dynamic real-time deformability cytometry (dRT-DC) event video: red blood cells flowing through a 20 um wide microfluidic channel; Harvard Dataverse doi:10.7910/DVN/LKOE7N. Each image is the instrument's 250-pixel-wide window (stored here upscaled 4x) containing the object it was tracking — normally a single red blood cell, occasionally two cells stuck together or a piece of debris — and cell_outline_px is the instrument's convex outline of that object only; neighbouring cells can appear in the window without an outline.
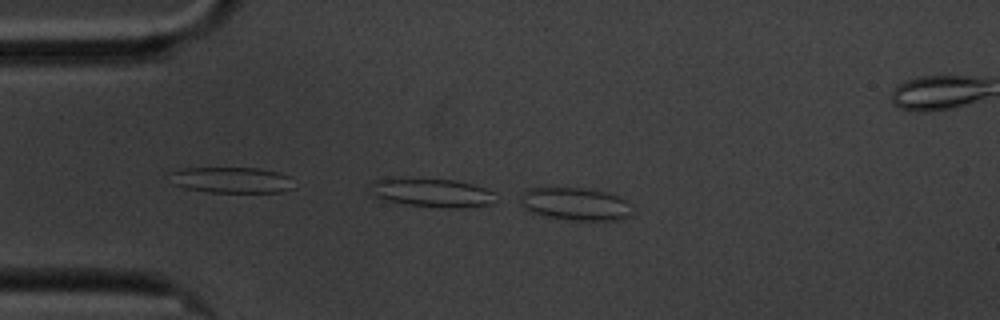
{"species": "common noctule bat (a hibernating species)", "species_latin": "Nyctalus noctula", "temperature_condition": "cold", "stored_images_in_passage": 48, "camera_frame_rate_fps": 3000, "um_per_image_px": 0.085, "animal": {"sex": "male", "body_mass_g": 20.1, "forearm_length_mm": 53.5}, "frame": {"image": 1, "passage_image": 1, "time_ms": 0.0, "image_size_px": [1000, 320], "cell_outline_px": [[636, 212], [616, 220], [572, 220], [548, 216], [528, 212], [520, 204], [520, 196], [528, 188], [580, 188], [608, 192], [620, 196]], "centroid_in_image_um": [48.9, 17.33], "position_along_channel_um": 36.1, "area_um2": 21.33}}
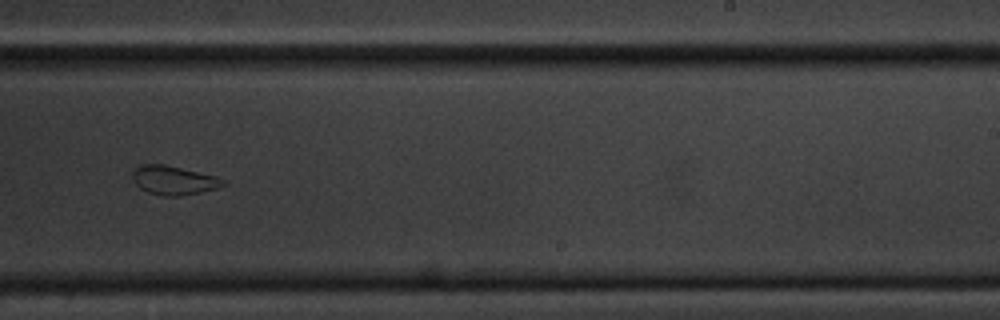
{"frame": {"image": 2, "passage_image": 25, "time_ms": 8.0, "image_size_px": [1000, 320], "cell_outline_px": [[228, 184], [216, 188], [200, 192], [180, 196], [164, 196], [148, 192], [140, 188], [136, 184], [132, 176], [132, 172], [140, 164], [164, 164], [216, 176], [228, 180]], "centroid_in_image_um": [14.79, 15.32], "position_along_channel_um": 274.2, "area_um2": 15.32}}
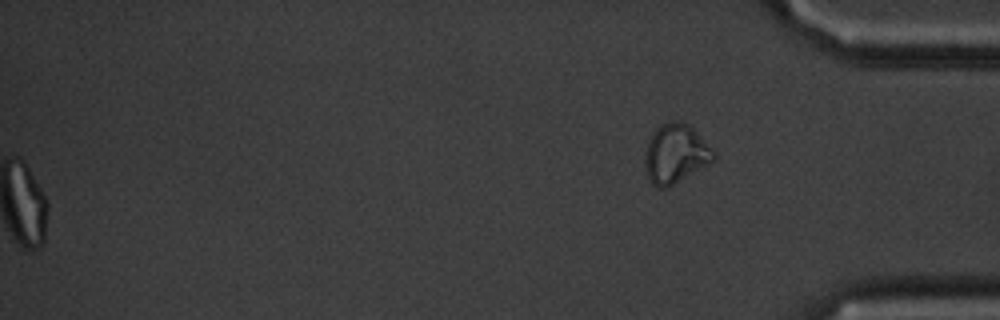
{"frame": {"image": 3, "passage_image": 48, "time_ms": 15.667, "image_size_px": [1000, 320], "cell_outline_px": [[716, 160], [672, 184], [664, 188], [660, 188], [652, 184], [648, 180], [644, 164], [644, 152], [648, 140], [656, 128], [660, 124], [668, 120], [680, 120], [688, 124], [716, 152]], "centroid_in_image_um": [57.4, 13.04], "position_along_channel_um": 377.8, "area_um2": 23.81}, "authors_computed_cell_mechanics": {"area_um2": 16.9932, "velocity_mm_per_s": 3.3932, "shape_relaxation_time_tau1_ms": null, "shape_relaxation_time_tau2_ms": 1.3868, "deformation_change_tau1": null, "deformation_change_tau2": 0.0851}}